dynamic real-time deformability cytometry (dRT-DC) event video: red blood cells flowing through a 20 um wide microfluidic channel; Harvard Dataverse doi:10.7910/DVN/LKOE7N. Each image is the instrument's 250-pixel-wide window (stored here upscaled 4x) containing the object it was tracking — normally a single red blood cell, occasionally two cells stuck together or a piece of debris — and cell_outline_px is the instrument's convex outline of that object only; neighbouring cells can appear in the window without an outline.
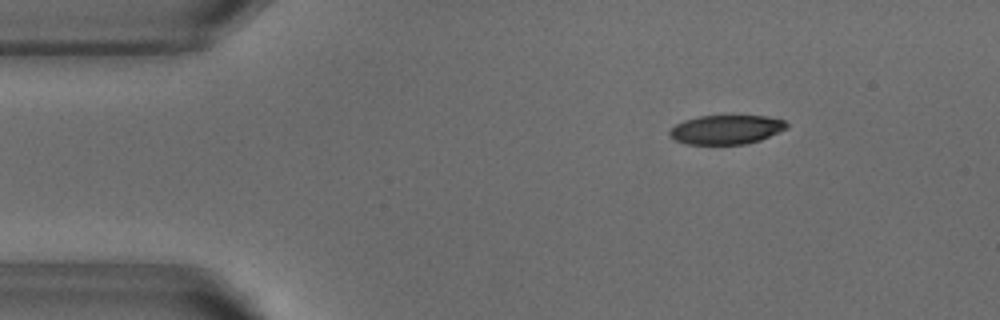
{"species": "common noctule bat (a hibernating species)", "species_latin": "Nyctalus noctula", "temperature_condition": "warm", "stored_images_in_passage": 52, "camera_frame_rate_fps": 3000, "um_per_image_px": 0.085, "animal": {"sex": "male", "body_mass_g": 18.8}, "frame": {"image": 1, "passage_image": 7, "time_ms": 2.0, "image_size_px": [1000, 320], "cell_outline_px": [[788, 128], [760, 140], [744, 144], [684, 144], [668, 136], [668, 132], [676, 124], [684, 120], [700, 116], [768, 116], [784, 120], [788, 124]], "centroid_in_image_um": [61.72, 11.01], "position_along_channel_um": 23.3, "area_um2": 19.88}}
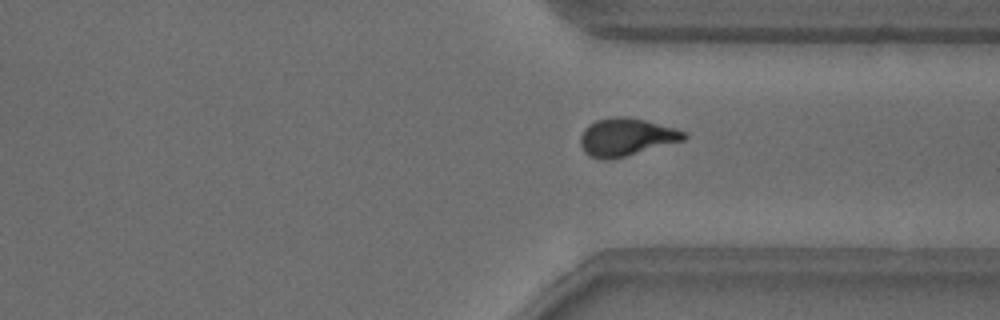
{"frame": {"image": 2, "passage_image": 38, "time_ms": 12.333, "image_size_px": [1000, 320], "cell_outline_px": [[688, 136], [684, 140], [624, 156], [608, 160], [600, 160], [588, 156], [584, 152], [580, 144], [580, 136], [584, 128], [596, 120], [612, 116], [628, 116], [676, 128], [688, 132]], "centroid_in_image_um": [53.21, 11.64], "position_along_channel_um": 358.2, "area_um2": 22.89}}
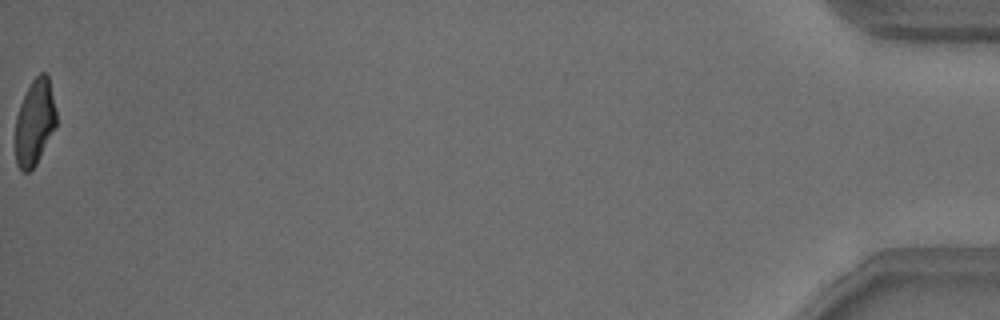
{"frame": {"image": 3, "passage_image": 52, "time_ms": 17.0, "image_size_px": [1000, 320], "cell_outline_px": [[56, 128], [36, 164], [28, 172], [20, 172], [16, 164], [16, 116], [20, 104], [32, 80], [40, 72], [44, 72], [48, 76], [56, 108]], "centroid_in_image_um": [2.96, 10.42], "position_along_channel_um": 432.2, "area_um2": 20.52}, "authors_computed_cell_mechanics": {"area_um2": 22.253, "velocity_mm_per_s": 3.8428, "shape_relaxation_time_tau1_ms": 3.1421, "shape_relaxation_time_tau2_ms": 1.4872, "deformation_change_tau1": 0.1591, "deformation_change_tau2": 0.0808}}